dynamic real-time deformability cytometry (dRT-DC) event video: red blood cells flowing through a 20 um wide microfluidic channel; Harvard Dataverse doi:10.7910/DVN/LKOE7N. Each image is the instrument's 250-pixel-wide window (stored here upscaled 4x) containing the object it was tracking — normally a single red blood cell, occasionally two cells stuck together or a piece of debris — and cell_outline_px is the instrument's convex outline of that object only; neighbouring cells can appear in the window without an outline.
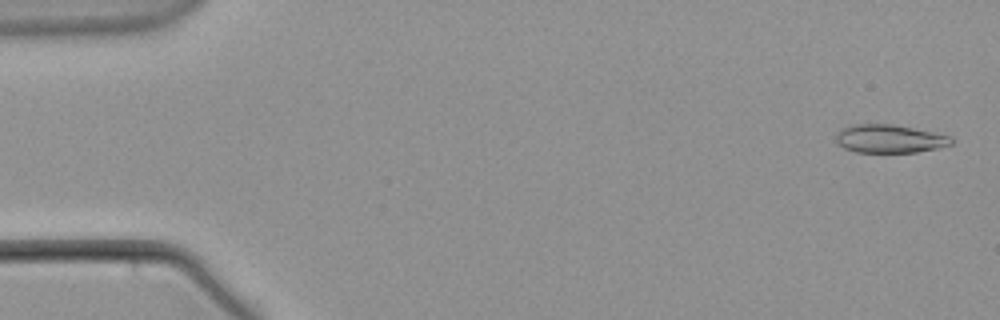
{"species": "common noctule bat (a hibernating species)", "species_latin": "Nyctalus noctula", "temperature_condition": "warm", "stored_images_in_passage": 57, "camera_frame_rate_fps": 3000, "um_per_image_px": 0.085, "animal": {"sex": "male", "body_mass_g": 21.5, "forearm_length_mm": 52.0}, "frame": {"image": 1, "passage_image": 2, "time_ms": 0.333, "image_size_px": [1000, 320], "cell_outline_px": [[956, 140], [952, 144], [936, 148], [916, 152], [856, 152], [844, 148], [836, 144], [836, 132], [840, 128], [852, 124], [892, 124], [952, 136]], "centroid_in_image_um": [75.58, 11.79], "position_along_channel_um": 9.4, "area_um2": 19.13}}
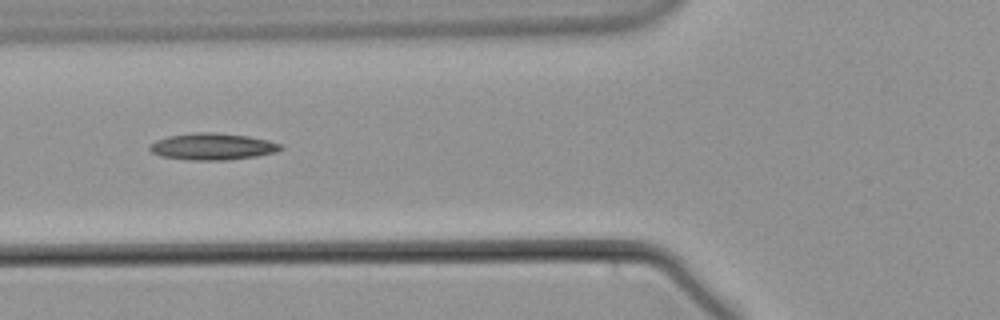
{"frame": {"image": 2, "passage_image": 22, "time_ms": 7.0, "image_size_px": [1000, 320], "cell_outline_px": [[284, 148], [276, 152], [256, 156], [228, 160], [188, 160], [160, 156], [152, 152], [148, 148], [156, 140], [168, 136], [192, 132], [212, 132], [248, 136], [268, 140], [284, 144]], "centroid_in_image_um": [18.09, 12.45], "position_along_channel_um": 107.7, "area_um2": 20.52}}
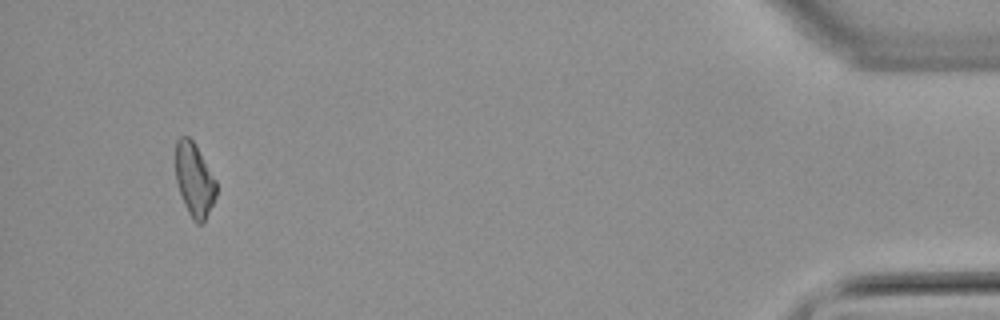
{"frame": {"image": 3, "passage_image": 54, "time_ms": 17.667, "image_size_px": [1000, 320], "cell_outline_px": [[216, 196], [204, 220], [200, 224], [196, 224], [188, 212], [180, 192], [176, 180], [176, 140], [180, 136], [188, 136], [196, 144], [216, 180]], "centroid_in_image_um": [16.52, 15.24], "position_along_channel_um": 418.7, "area_um2": 17.22}}